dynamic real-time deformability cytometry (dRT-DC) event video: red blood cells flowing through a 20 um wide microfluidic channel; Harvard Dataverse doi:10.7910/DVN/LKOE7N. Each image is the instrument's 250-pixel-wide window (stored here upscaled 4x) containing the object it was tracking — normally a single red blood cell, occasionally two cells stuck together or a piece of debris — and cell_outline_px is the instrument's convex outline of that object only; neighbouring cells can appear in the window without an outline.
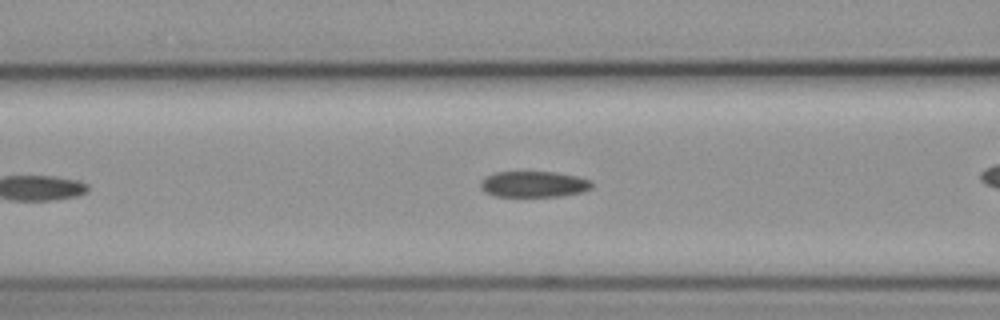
{"species": "common noctule bat (a hibernating species)", "species_latin": "Nyctalus noctula", "temperature_condition": "cold", "stored_images_in_passage": 32, "camera_frame_rate_fps": 3000, "um_per_image_px": 0.085, "animal": {"sex": "female", "body_mass_g": 19.3, "forearm_length_mm": 54.1}, "frame": {"image": 1, "passage_image": 14, "time_ms": 4.333, "image_size_px": [1000, 320], "cell_outline_px": [[592, 188], [584, 192], [560, 196], [496, 196], [484, 192], [480, 188], [480, 180], [484, 176], [496, 172], [552, 172], [576, 176], [588, 180], [592, 184]], "centroid_in_image_um": [45.32, 15.66], "position_along_channel_um": 121.3, "area_um2": 16.88}}